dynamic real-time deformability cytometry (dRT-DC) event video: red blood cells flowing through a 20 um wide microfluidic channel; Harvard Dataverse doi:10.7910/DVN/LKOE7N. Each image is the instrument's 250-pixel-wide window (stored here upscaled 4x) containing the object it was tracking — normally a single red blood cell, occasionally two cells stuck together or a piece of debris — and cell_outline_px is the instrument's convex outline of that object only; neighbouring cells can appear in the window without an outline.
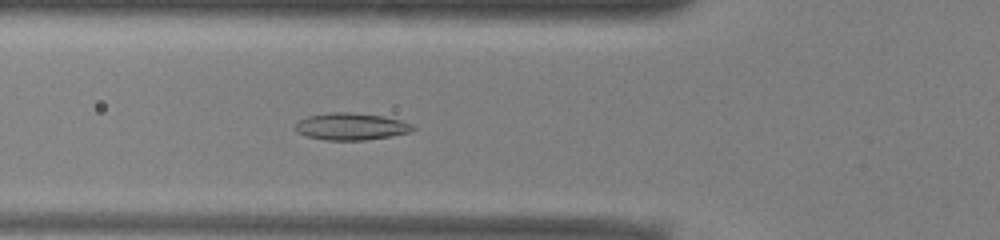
{"species": "common noctule bat (a hibernating species)", "species_latin": "Nyctalus noctula", "temperature_condition": "warm", "stored_images_in_passage": 51, "camera_frame_rate_fps": 3000, "um_per_image_px": 0.085, "animal": {"sex": "male", "body_mass_g": 13.0, "forearm_length_mm": 53.1}, "frame": {"image": 1, "passage_image": 18, "time_ms": 5.667, "image_size_px": [1000, 240], "cell_outline_px": [[420, 128], [408, 132], [392, 136], [368, 140], [328, 140], [308, 136], [296, 132], [292, 128], [300, 120], [308, 116], [328, 112], [348, 112], [384, 116], [400, 120], [412, 124]], "centroid_in_image_um": [29.86, 10.75], "position_along_channel_um": 95.9, "area_um2": 18.67}}
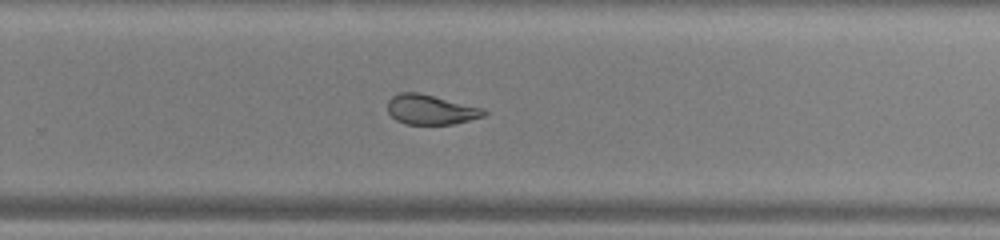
{"frame": {"image": 2, "passage_image": 33, "time_ms": 10.667, "image_size_px": [1000, 240], "cell_outline_px": [[488, 112], [484, 116], [452, 124], [404, 124], [396, 120], [388, 112], [388, 100], [392, 96], [400, 92], [420, 92], [484, 108]], "centroid_in_image_um": [36.61, 9.3], "position_along_channel_um": 293.2, "area_um2": 16.82}}
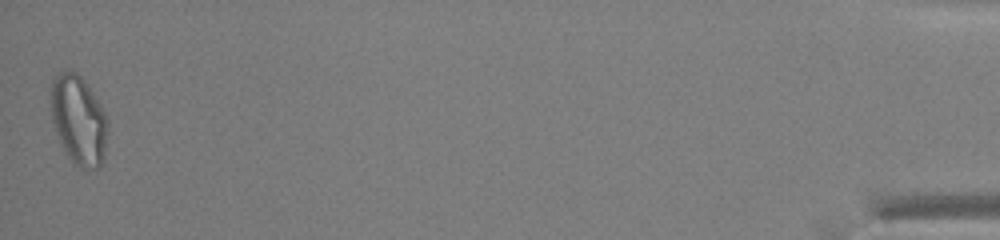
{"frame": {"image": 3, "passage_image": 51, "time_ms": 16.667, "image_size_px": [1000, 240], "cell_outline_px": [[108, 132], [104, 160], [100, 168], [80, 168], [72, 164], [60, 144], [52, 120], [52, 76], [68, 68], [76, 72], [84, 80], [100, 104], [108, 120]], "centroid_in_image_um": [6.7, 10.23], "position_along_channel_um": 428.5, "area_um2": 29.94}, "authors_computed_cell_mechanics": {"area_um2": 19.5942, "velocity_mm_per_s": 3.9515, "shape_relaxation_time_tau1_ms": 7.5612, "shape_relaxation_time_tau2_ms": 2.2765, "deformation_change_tau1": 0.23, "deformation_change_tau2": 0.0967}}